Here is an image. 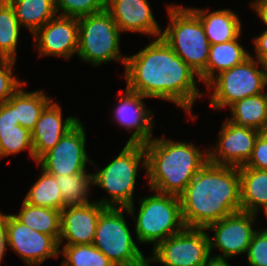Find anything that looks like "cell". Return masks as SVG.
<instances>
[{
    "mask_svg": "<svg viewBox=\"0 0 267 266\" xmlns=\"http://www.w3.org/2000/svg\"><path fill=\"white\" fill-rule=\"evenodd\" d=\"M189 8L199 17L211 45L225 43L241 36V20L231 9H219L208 13V9Z\"/></svg>",
    "mask_w": 267,
    "mask_h": 266,
    "instance_id": "44dd1931",
    "label": "cell"
},
{
    "mask_svg": "<svg viewBox=\"0 0 267 266\" xmlns=\"http://www.w3.org/2000/svg\"><path fill=\"white\" fill-rule=\"evenodd\" d=\"M252 41L256 52L253 58L263 62L267 58V30L254 37Z\"/></svg>",
    "mask_w": 267,
    "mask_h": 266,
    "instance_id": "d590c367",
    "label": "cell"
},
{
    "mask_svg": "<svg viewBox=\"0 0 267 266\" xmlns=\"http://www.w3.org/2000/svg\"><path fill=\"white\" fill-rule=\"evenodd\" d=\"M7 250L6 214L0 211V265Z\"/></svg>",
    "mask_w": 267,
    "mask_h": 266,
    "instance_id": "8d00e7d4",
    "label": "cell"
},
{
    "mask_svg": "<svg viewBox=\"0 0 267 266\" xmlns=\"http://www.w3.org/2000/svg\"><path fill=\"white\" fill-rule=\"evenodd\" d=\"M16 60H0V104L6 102L25 81L19 80L13 71Z\"/></svg>",
    "mask_w": 267,
    "mask_h": 266,
    "instance_id": "d6a6232c",
    "label": "cell"
},
{
    "mask_svg": "<svg viewBox=\"0 0 267 266\" xmlns=\"http://www.w3.org/2000/svg\"><path fill=\"white\" fill-rule=\"evenodd\" d=\"M240 37L210 46L206 69L199 75L200 81L207 85L216 75L242 63L250 52L242 46Z\"/></svg>",
    "mask_w": 267,
    "mask_h": 266,
    "instance_id": "603a6c76",
    "label": "cell"
},
{
    "mask_svg": "<svg viewBox=\"0 0 267 266\" xmlns=\"http://www.w3.org/2000/svg\"><path fill=\"white\" fill-rule=\"evenodd\" d=\"M179 199L182 218L188 228H206L241 211L238 167L208 161L179 195Z\"/></svg>",
    "mask_w": 267,
    "mask_h": 266,
    "instance_id": "7a4b0ae2",
    "label": "cell"
},
{
    "mask_svg": "<svg viewBox=\"0 0 267 266\" xmlns=\"http://www.w3.org/2000/svg\"><path fill=\"white\" fill-rule=\"evenodd\" d=\"M53 101L41 112L34 130L31 132L36 161L52 149L66 132L80 120L74 116H67L63 119L61 105L57 101Z\"/></svg>",
    "mask_w": 267,
    "mask_h": 266,
    "instance_id": "d6986e66",
    "label": "cell"
},
{
    "mask_svg": "<svg viewBox=\"0 0 267 266\" xmlns=\"http://www.w3.org/2000/svg\"><path fill=\"white\" fill-rule=\"evenodd\" d=\"M124 67L128 90L146 99L172 102L186 111L191 120L197 118L192 115V108L196 99L204 97L196 85L201 82L199 75L161 37L151 40L136 54L127 55Z\"/></svg>",
    "mask_w": 267,
    "mask_h": 266,
    "instance_id": "6da1fadb",
    "label": "cell"
},
{
    "mask_svg": "<svg viewBox=\"0 0 267 266\" xmlns=\"http://www.w3.org/2000/svg\"><path fill=\"white\" fill-rule=\"evenodd\" d=\"M28 151L34 159L32 133L16 121L15 107L7 100L0 104V158Z\"/></svg>",
    "mask_w": 267,
    "mask_h": 266,
    "instance_id": "ffe728a7",
    "label": "cell"
},
{
    "mask_svg": "<svg viewBox=\"0 0 267 266\" xmlns=\"http://www.w3.org/2000/svg\"><path fill=\"white\" fill-rule=\"evenodd\" d=\"M22 85L8 101L15 107L16 121L32 132L41 112L53 100L42 90L25 91Z\"/></svg>",
    "mask_w": 267,
    "mask_h": 266,
    "instance_id": "cb8c5ba5",
    "label": "cell"
},
{
    "mask_svg": "<svg viewBox=\"0 0 267 266\" xmlns=\"http://www.w3.org/2000/svg\"><path fill=\"white\" fill-rule=\"evenodd\" d=\"M227 259H220L211 257L207 262L206 266H231L229 263L226 262Z\"/></svg>",
    "mask_w": 267,
    "mask_h": 266,
    "instance_id": "f35d334b",
    "label": "cell"
},
{
    "mask_svg": "<svg viewBox=\"0 0 267 266\" xmlns=\"http://www.w3.org/2000/svg\"><path fill=\"white\" fill-rule=\"evenodd\" d=\"M259 135L267 142V126L259 131Z\"/></svg>",
    "mask_w": 267,
    "mask_h": 266,
    "instance_id": "ab89813d",
    "label": "cell"
},
{
    "mask_svg": "<svg viewBox=\"0 0 267 266\" xmlns=\"http://www.w3.org/2000/svg\"><path fill=\"white\" fill-rule=\"evenodd\" d=\"M78 18L57 15L34 34L38 56L71 59L78 51Z\"/></svg>",
    "mask_w": 267,
    "mask_h": 266,
    "instance_id": "9a60e30c",
    "label": "cell"
},
{
    "mask_svg": "<svg viewBox=\"0 0 267 266\" xmlns=\"http://www.w3.org/2000/svg\"><path fill=\"white\" fill-rule=\"evenodd\" d=\"M65 206L92 203L89 200L90 187L93 186L92 173L87 171L79 174L55 176Z\"/></svg>",
    "mask_w": 267,
    "mask_h": 266,
    "instance_id": "f546056e",
    "label": "cell"
},
{
    "mask_svg": "<svg viewBox=\"0 0 267 266\" xmlns=\"http://www.w3.org/2000/svg\"><path fill=\"white\" fill-rule=\"evenodd\" d=\"M265 217L267 218V211L264 213ZM267 231V228H264Z\"/></svg>",
    "mask_w": 267,
    "mask_h": 266,
    "instance_id": "b9f144b4",
    "label": "cell"
},
{
    "mask_svg": "<svg viewBox=\"0 0 267 266\" xmlns=\"http://www.w3.org/2000/svg\"><path fill=\"white\" fill-rule=\"evenodd\" d=\"M59 248V255L64 257L61 266H114L93 244L59 245Z\"/></svg>",
    "mask_w": 267,
    "mask_h": 266,
    "instance_id": "4dcf8cb0",
    "label": "cell"
},
{
    "mask_svg": "<svg viewBox=\"0 0 267 266\" xmlns=\"http://www.w3.org/2000/svg\"><path fill=\"white\" fill-rule=\"evenodd\" d=\"M151 191L152 195L140 197L137 215H135L134 203L126 208V213L133 218L136 243L154 244L153 248H155L186 226L182 218L179 196Z\"/></svg>",
    "mask_w": 267,
    "mask_h": 266,
    "instance_id": "277c9868",
    "label": "cell"
},
{
    "mask_svg": "<svg viewBox=\"0 0 267 266\" xmlns=\"http://www.w3.org/2000/svg\"><path fill=\"white\" fill-rule=\"evenodd\" d=\"M262 63L267 74V58Z\"/></svg>",
    "mask_w": 267,
    "mask_h": 266,
    "instance_id": "60d3db41",
    "label": "cell"
},
{
    "mask_svg": "<svg viewBox=\"0 0 267 266\" xmlns=\"http://www.w3.org/2000/svg\"><path fill=\"white\" fill-rule=\"evenodd\" d=\"M14 8L21 27L32 35L58 15L55 0H7Z\"/></svg>",
    "mask_w": 267,
    "mask_h": 266,
    "instance_id": "d4e9b609",
    "label": "cell"
},
{
    "mask_svg": "<svg viewBox=\"0 0 267 266\" xmlns=\"http://www.w3.org/2000/svg\"><path fill=\"white\" fill-rule=\"evenodd\" d=\"M78 58L98 66L111 61H121L125 66L127 56L121 54V31L111 14L101 12L78 18Z\"/></svg>",
    "mask_w": 267,
    "mask_h": 266,
    "instance_id": "52a82bcc",
    "label": "cell"
},
{
    "mask_svg": "<svg viewBox=\"0 0 267 266\" xmlns=\"http://www.w3.org/2000/svg\"><path fill=\"white\" fill-rule=\"evenodd\" d=\"M144 147L148 187L160 193L179 196L209 161L208 149L191 142L154 137Z\"/></svg>",
    "mask_w": 267,
    "mask_h": 266,
    "instance_id": "3957f363",
    "label": "cell"
},
{
    "mask_svg": "<svg viewBox=\"0 0 267 266\" xmlns=\"http://www.w3.org/2000/svg\"><path fill=\"white\" fill-rule=\"evenodd\" d=\"M259 131L223 121L214 147L208 148L209 162L217 165L241 167L250 159Z\"/></svg>",
    "mask_w": 267,
    "mask_h": 266,
    "instance_id": "5bb4252c",
    "label": "cell"
},
{
    "mask_svg": "<svg viewBox=\"0 0 267 266\" xmlns=\"http://www.w3.org/2000/svg\"><path fill=\"white\" fill-rule=\"evenodd\" d=\"M247 262L249 266H267V231L257 229L248 246Z\"/></svg>",
    "mask_w": 267,
    "mask_h": 266,
    "instance_id": "836d02e7",
    "label": "cell"
},
{
    "mask_svg": "<svg viewBox=\"0 0 267 266\" xmlns=\"http://www.w3.org/2000/svg\"><path fill=\"white\" fill-rule=\"evenodd\" d=\"M58 15L80 18L106 9V0H55Z\"/></svg>",
    "mask_w": 267,
    "mask_h": 266,
    "instance_id": "1f68e13d",
    "label": "cell"
},
{
    "mask_svg": "<svg viewBox=\"0 0 267 266\" xmlns=\"http://www.w3.org/2000/svg\"><path fill=\"white\" fill-rule=\"evenodd\" d=\"M124 212L126 208H106L98 218L92 244L114 266H148V257L135 243Z\"/></svg>",
    "mask_w": 267,
    "mask_h": 266,
    "instance_id": "9c48e42d",
    "label": "cell"
},
{
    "mask_svg": "<svg viewBox=\"0 0 267 266\" xmlns=\"http://www.w3.org/2000/svg\"><path fill=\"white\" fill-rule=\"evenodd\" d=\"M106 10L120 31L161 36L162 28L156 21L148 0H106Z\"/></svg>",
    "mask_w": 267,
    "mask_h": 266,
    "instance_id": "ac0fdd59",
    "label": "cell"
},
{
    "mask_svg": "<svg viewBox=\"0 0 267 266\" xmlns=\"http://www.w3.org/2000/svg\"><path fill=\"white\" fill-rule=\"evenodd\" d=\"M41 176L31 186L24 202L39 207L53 208L61 211L65 205L55 176L41 169Z\"/></svg>",
    "mask_w": 267,
    "mask_h": 266,
    "instance_id": "83f0119b",
    "label": "cell"
},
{
    "mask_svg": "<svg viewBox=\"0 0 267 266\" xmlns=\"http://www.w3.org/2000/svg\"><path fill=\"white\" fill-rule=\"evenodd\" d=\"M228 120L260 131L267 126V92L245 97L229 107Z\"/></svg>",
    "mask_w": 267,
    "mask_h": 266,
    "instance_id": "484cf974",
    "label": "cell"
},
{
    "mask_svg": "<svg viewBox=\"0 0 267 266\" xmlns=\"http://www.w3.org/2000/svg\"><path fill=\"white\" fill-rule=\"evenodd\" d=\"M146 169L144 144L126 143L120 153L104 168L92 173L93 186L107 192L97 202L106 208H128L134 202L136 178L140 168Z\"/></svg>",
    "mask_w": 267,
    "mask_h": 266,
    "instance_id": "5b68a950",
    "label": "cell"
},
{
    "mask_svg": "<svg viewBox=\"0 0 267 266\" xmlns=\"http://www.w3.org/2000/svg\"><path fill=\"white\" fill-rule=\"evenodd\" d=\"M245 167L267 170V142L259 135L255 141L252 155Z\"/></svg>",
    "mask_w": 267,
    "mask_h": 266,
    "instance_id": "e575fe53",
    "label": "cell"
},
{
    "mask_svg": "<svg viewBox=\"0 0 267 266\" xmlns=\"http://www.w3.org/2000/svg\"><path fill=\"white\" fill-rule=\"evenodd\" d=\"M85 131L84 124L79 120L36 164L53 176L85 172L88 163L94 164L87 155Z\"/></svg>",
    "mask_w": 267,
    "mask_h": 266,
    "instance_id": "8fae6325",
    "label": "cell"
},
{
    "mask_svg": "<svg viewBox=\"0 0 267 266\" xmlns=\"http://www.w3.org/2000/svg\"><path fill=\"white\" fill-rule=\"evenodd\" d=\"M145 98L125 88L112 112L114 123L132 133L127 143L146 144L154 138L153 112L145 108V101H143Z\"/></svg>",
    "mask_w": 267,
    "mask_h": 266,
    "instance_id": "2e32d148",
    "label": "cell"
},
{
    "mask_svg": "<svg viewBox=\"0 0 267 266\" xmlns=\"http://www.w3.org/2000/svg\"><path fill=\"white\" fill-rule=\"evenodd\" d=\"M211 255L205 228L185 227L152 248L148 266L153 262L164 266H206Z\"/></svg>",
    "mask_w": 267,
    "mask_h": 266,
    "instance_id": "30bf717a",
    "label": "cell"
},
{
    "mask_svg": "<svg viewBox=\"0 0 267 266\" xmlns=\"http://www.w3.org/2000/svg\"><path fill=\"white\" fill-rule=\"evenodd\" d=\"M250 3L251 8L259 16L267 30V0H252Z\"/></svg>",
    "mask_w": 267,
    "mask_h": 266,
    "instance_id": "74e56055",
    "label": "cell"
},
{
    "mask_svg": "<svg viewBox=\"0 0 267 266\" xmlns=\"http://www.w3.org/2000/svg\"><path fill=\"white\" fill-rule=\"evenodd\" d=\"M168 26L161 32L165 43L198 75L207 66L211 44L199 17L183 5H166Z\"/></svg>",
    "mask_w": 267,
    "mask_h": 266,
    "instance_id": "8992f818",
    "label": "cell"
},
{
    "mask_svg": "<svg viewBox=\"0 0 267 266\" xmlns=\"http://www.w3.org/2000/svg\"><path fill=\"white\" fill-rule=\"evenodd\" d=\"M8 249L22 258L26 266H40L47 259L59 258V244L47 234L21 223L13 214H6Z\"/></svg>",
    "mask_w": 267,
    "mask_h": 266,
    "instance_id": "4fadbf2b",
    "label": "cell"
},
{
    "mask_svg": "<svg viewBox=\"0 0 267 266\" xmlns=\"http://www.w3.org/2000/svg\"><path fill=\"white\" fill-rule=\"evenodd\" d=\"M266 87L267 74L263 63L251 54L242 63L216 75L206 85L207 95L211 92L209 102L214 110L229 108L245 97L262 94Z\"/></svg>",
    "mask_w": 267,
    "mask_h": 266,
    "instance_id": "ba28073f",
    "label": "cell"
},
{
    "mask_svg": "<svg viewBox=\"0 0 267 266\" xmlns=\"http://www.w3.org/2000/svg\"><path fill=\"white\" fill-rule=\"evenodd\" d=\"M106 209L96 200L84 205L65 206L61 210L58 244H92L100 214Z\"/></svg>",
    "mask_w": 267,
    "mask_h": 266,
    "instance_id": "e0dca14e",
    "label": "cell"
},
{
    "mask_svg": "<svg viewBox=\"0 0 267 266\" xmlns=\"http://www.w3.org/2000/svg\"><path fill=\"white\" fill-rule=\"evenodd\" d=\"M22 202L19 213L13 215L25 226L37 232L52 236L58 242L61 211Z\"/></svg>",
    "mask_w": 267,
    "mask_h": 266,
    "instance_id": "4316f807",
    "label": "cell"
},
{
    "mask_svg": "<svg viewBox=\"0 0 267 266\" xmlns=\"http://www.w3.org/2000/svg\"><path fill=\"white\" fill-rule=\"evenodd\" d=\"M257 223V215L249 212L239 211L221 220L209 224L205 230H213L214 237L208 232L210 253L214 249H220L221 254L211 257L220 259H231L234 256L246 254L252 240Z\"/></svg>",
    "mask_w": 267,
    "mask_h": 266,
    "instance_id": "7c38bea8",
    "label": "cell"
},
{
    "mask_svg": "<svg viewBox=\"0 0 267 266\" xmlns=\"http://www.w3.org/2000/svg\"><path fill=\"white\" fill-rule=\"evenodd\" d=\"M21 25L14 8L7 0H0V58L16 60Z\"/></svg>",
    "mask_w": 267,
    "mask_h": 266,
    "instance_id": "f1b7e54d",
    "label": "cell"
},
{
    "mask_svg": "<svg viewBox=\"0 0 267 266\" xmlns=\"http://www.w3.org/2000/svg\"><path fill=\"white\" fill-rule=\"evenodd\" d=\"M240 175L241 211L258 215L267 211V170L241 166Z\"/></svg>",
    "mask_w": 267,
    "mask_h": 266,
    "instance_id": "7402d4cb",
    "label": "cell"
}]
</instances>
